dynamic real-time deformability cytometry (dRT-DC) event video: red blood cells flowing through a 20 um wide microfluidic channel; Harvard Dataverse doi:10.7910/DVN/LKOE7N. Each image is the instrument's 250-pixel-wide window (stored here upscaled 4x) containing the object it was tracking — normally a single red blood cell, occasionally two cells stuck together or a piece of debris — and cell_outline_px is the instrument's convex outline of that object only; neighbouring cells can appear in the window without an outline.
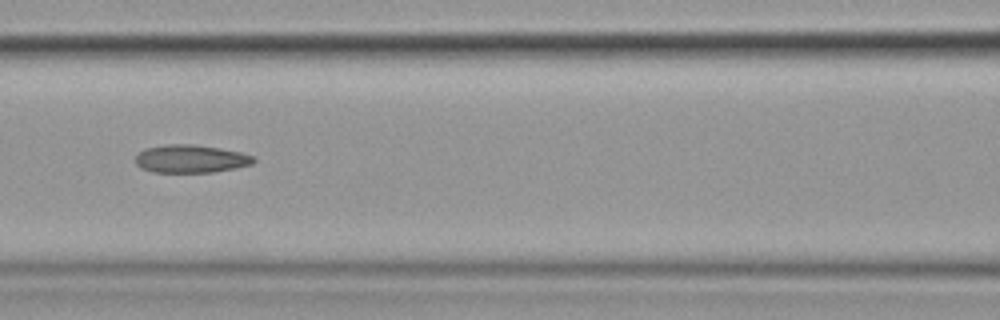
{"species": "common noctule bat (a hibernating species)", "species_latin": "Nyctalus noctula", "temperature_condition": "cold", "stored_images_in_passage": 11, "camera_frame_rate_fps": 3000, "um_per_image_px": 0.085, "animal": {"sex": "female", "body_mass_g": 19.9}, "frame": {"image": 1, "passage_image": 7, "time_ms": 8.0, "image_size_px": [1000, 320], "cell_outline_px": [[256, 160], [252, 164], [236, 168], [212, 172], [152, 172], [140, 168], [136, 164], [136, 156], [144, 148], [168, 144], [192, 144], [220, 148], [240, 152], [252, 156]], "centroid_in_image_um": [16.2, 13.5], "position_along_channel_um": 150.4, "area_um2": 19.25}}
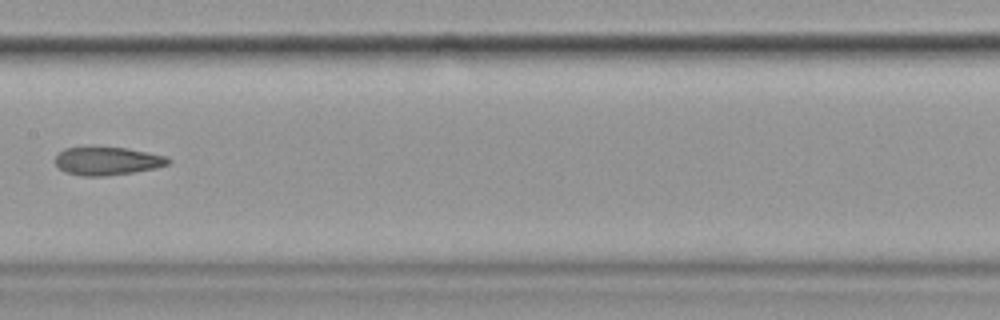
{"frame": {"image": 2, "passage_image": 8, "time_ms": 9.333, "image_size_px": [1000, 320], "cell_outline_px": [[172, 160], [168, 164], [156, 168], [108, 176], [80, 176], [64, 172], [56, 164], [56, 156], [64, 148], [128, 148], [168, 156]], "centroid_in_image_um": [9.16, 13.7], "position_along_channel_um": 198.2, "area_um2": 18.44}}
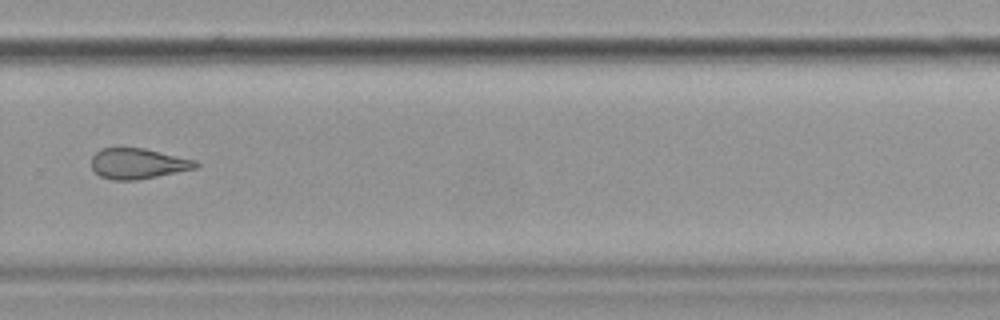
{"frame": {"image": 3, "passage_image": 11, "time_ms": 12.667, "image_size_px": [1000, 320], "cell_outline_px": [[200, 164], [196, 168], [136, 180], [112, 180], [100, 176], [92, 168], [92, 156], [100, 148], [144, 148], [196, 160]], "centroid_in_image_um": [11.71, 13.9], "position_along_channel_um": 318.1, "area_um2": 18.44}}